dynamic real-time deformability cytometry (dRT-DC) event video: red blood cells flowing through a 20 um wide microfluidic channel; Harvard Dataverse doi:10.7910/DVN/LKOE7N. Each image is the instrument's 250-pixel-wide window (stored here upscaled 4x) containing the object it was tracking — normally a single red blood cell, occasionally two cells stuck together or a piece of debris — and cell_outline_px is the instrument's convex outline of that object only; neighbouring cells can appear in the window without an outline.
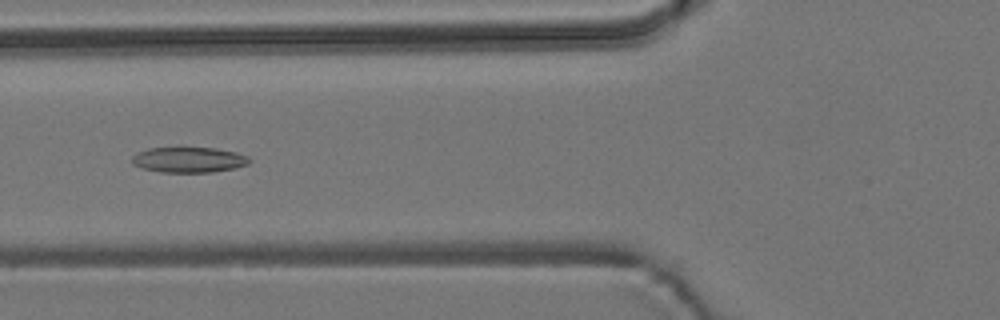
{"species": "common noctule bat (a hibernating species)", "species_latin": "Nyctalus noctula", "temperature_condition": "room temperature", "stored_images_in_passage": 8, "camera_frame_rate_fps": 3000, "um_per_image_px": 0.085, "animal": {"sex": "male", "body_mass_g": 19.2, "forearm_length_mm": 51.8}, "frame": {"image": 1, "passage_image": 6, "time_ms": 5.667, "image_size_px": [1000, 320], "cell_outline_px": [[252, 160], [248, 164], [232, 168], [212, 172], [160, 172], [144, 168], [132, 164], [132, 156], [148, 148], [180, 144], [216, 148], [236, 152], [248, 156]], "centroid_in_image_um": [16.03, 13.52], "position_along_channel_um": 109.8, "area_um2": 18.21}}
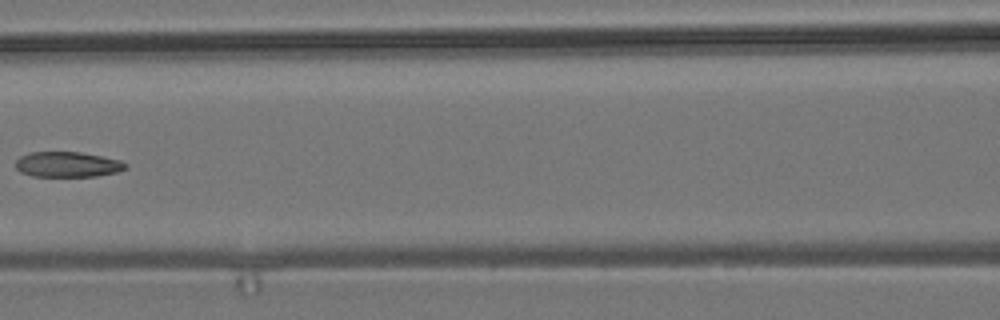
{"frame": {"image": 2, "passage_image": 7, "time_ms": 7.0, "image_size_px": [1000, 320], "cell_outline_px": [[128, 168], [116, 172], [96, 176], [32, 176], [20, 172], [16, 168], [16, 160], [20, 156], [32, 152], [80, 152], [120, 160], [128, 164]], "centroid_in_image_um": [5.74, 13.98], "position_along_channel_um": 160.9, "area_um2": 16.18}}
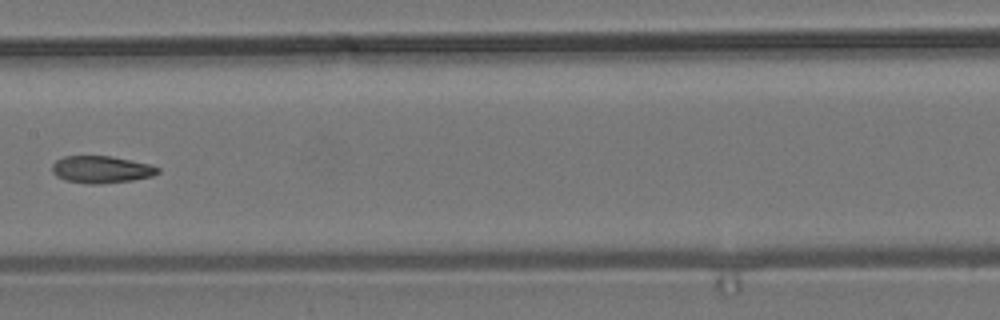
{"frame": {"image": 3, "passage_image": 8, "time_ms": 8.0, "image_size_px": [1000, 320], "cell_outline_px": [[160, 172], [152, 176], [132, 180], [100, 184], [88, 184], [64, 180], [56, 176], [52, 172], [52, 164], [56, 160], [64, 156], [112, 156], [152, 164], [160, 168]], "centroid_in_image_um": [8.62, 14.4], "position_along_channel_um": 198.8, "area_um2": 16.94}}